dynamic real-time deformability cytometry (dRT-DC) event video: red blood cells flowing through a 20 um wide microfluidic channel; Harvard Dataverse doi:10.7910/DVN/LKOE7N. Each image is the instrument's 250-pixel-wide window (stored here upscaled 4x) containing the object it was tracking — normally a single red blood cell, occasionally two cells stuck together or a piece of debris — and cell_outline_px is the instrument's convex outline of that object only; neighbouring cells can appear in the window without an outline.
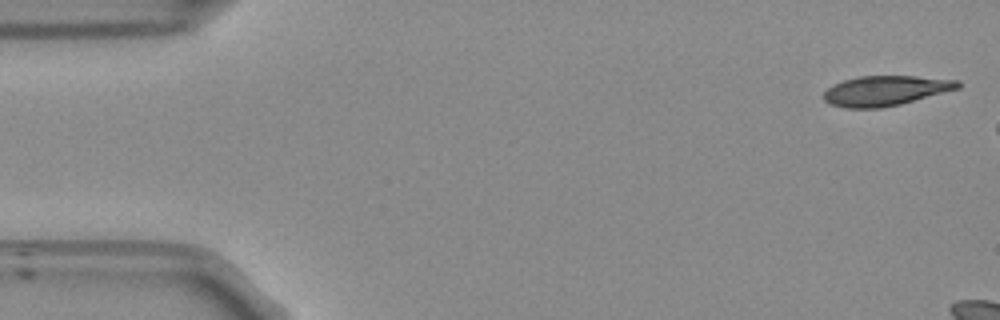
{"species": "Egyptian fruit bat (a non-hibernating species)", "species_latin": "Rousettus aegyptiacus", "temperature_condition": "room temperature", "stored_images_in_passage": 7, "camera_frame_rate_fps": 3000, "um_per_image_px": 0.085, "frame": {"image": 1, "passage_image": 1, "time_ms": 0.0, "image_size_px": [1000, 320], "cell_outline_px": [[960, 88], [900, 104], [880, 108], [844, 108], [828, 104], [824, 100], [824, 92], [832, 84], [844, 80], [860, 76], [916, 76], [960, 80]], "centroid_in_image_um": [75.25, 7.71], "position_along_channel_um": 9.8, "area_um2": 23.47}}